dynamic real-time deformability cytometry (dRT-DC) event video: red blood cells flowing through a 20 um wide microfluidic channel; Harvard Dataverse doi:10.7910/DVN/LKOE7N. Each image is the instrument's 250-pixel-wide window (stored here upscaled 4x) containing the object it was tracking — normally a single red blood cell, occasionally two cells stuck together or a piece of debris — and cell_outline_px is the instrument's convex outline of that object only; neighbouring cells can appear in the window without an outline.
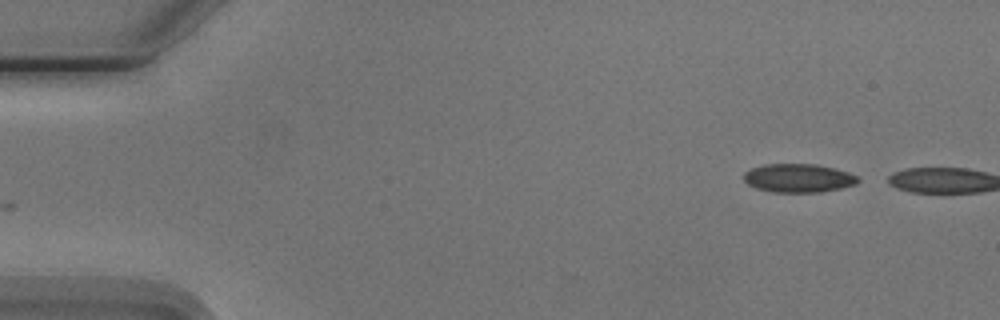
{"species": "Egyptian fruit bat (a non-hibernating species)", "species_latin": "Rousettus aegyptiacus", "temperature_condition": "cold", "stored_images_in_passage": 2, "camera_frame_rate_fps": 3000, "um_per_image_px": 0.085, "animal": {"sex": "male"}, "frame": {"image": 1, "passage_image": 1, "time_ms": 0.0, "image_size_px": [1000, 320], "cell_outline_px": [[860, 180], [856, 184], [840, 188], [820, 192], [772, 192], [756, 188], [748, 184], [744, 180], [744, 172], [752, 168], [764, 164], [816, 164], [848, 172], [860, 176]], "centroid_in_image_um": [67.88, 15.13], "position_along_channel_um": 17.1, "area_um2": 19.02}}